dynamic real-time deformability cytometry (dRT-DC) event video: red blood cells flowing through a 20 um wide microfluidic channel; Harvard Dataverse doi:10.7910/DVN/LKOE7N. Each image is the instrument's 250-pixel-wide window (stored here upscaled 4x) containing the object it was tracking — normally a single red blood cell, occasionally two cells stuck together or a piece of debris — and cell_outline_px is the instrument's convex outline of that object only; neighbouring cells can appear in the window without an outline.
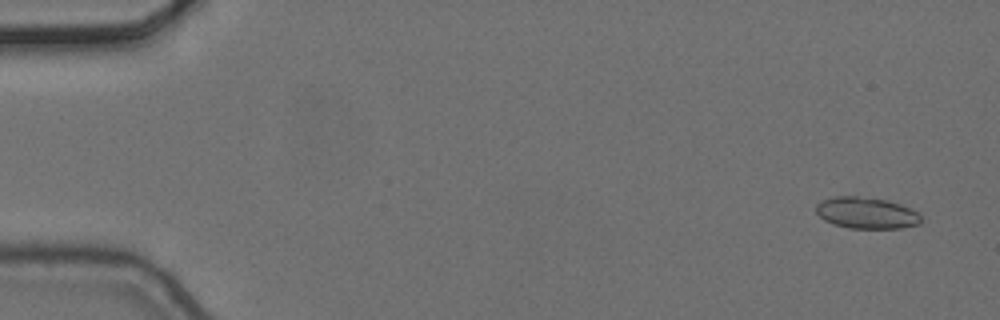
{"species": "common noctule bat (a hibernating species)", "species_latin": "Nyctalus noctula", "temperature_condition": "cold", "stored_images_in_passage": 4, "camera_frame_rate_fps": 3000, "um_per_image_px": 0.085, "animal": {"sex": "female", "body_mass_g": 24.6, "forearm_length_mm": 56.2}, "frame": {"image": 1, "passage_image": 1, "time_ms": 0.0, "image_size_px": [1000, 320], "cell_outline_px": [[920, 224], [900, 228], [848, 228], [832, 224], [824, 220], [816, 212], [816, 204], [824, 200], [836, 196], [856, 196], [884, 200], [900, 204], [920, 212]], "centroid_in_image_um": [73.65, 18.11], "position_along_channel_um": 11.4, "area_um2": 19.13}}
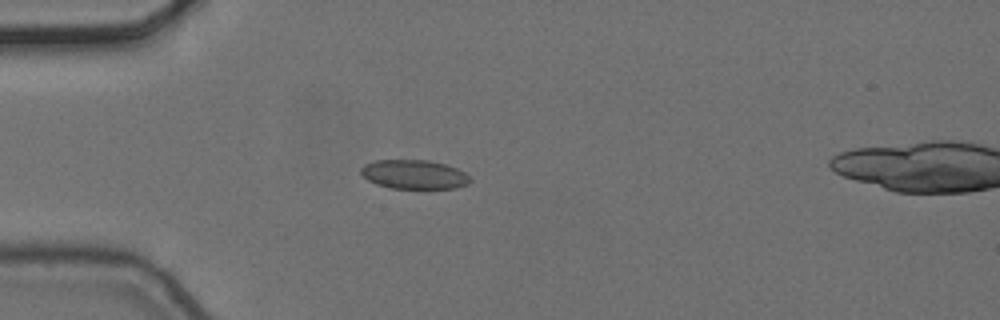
{"frame": {"image": 2, "passage_image": 3, "time_ms": 0.667, "image_size_px": [1000, 320], "cell_outline_px": [[472, 180], [468, 184], [456, 188], [392, 188], [376, 184], [368, 180], [360, 172], [360, 168], [364, 164], [376, 160], [428, 160], [444, 164], [456, 168], [464, 172]], "centroid_in_image_um": [35.19, 14.82], "position_along_channel_um": 49.8, "area_um2": 18.44}}